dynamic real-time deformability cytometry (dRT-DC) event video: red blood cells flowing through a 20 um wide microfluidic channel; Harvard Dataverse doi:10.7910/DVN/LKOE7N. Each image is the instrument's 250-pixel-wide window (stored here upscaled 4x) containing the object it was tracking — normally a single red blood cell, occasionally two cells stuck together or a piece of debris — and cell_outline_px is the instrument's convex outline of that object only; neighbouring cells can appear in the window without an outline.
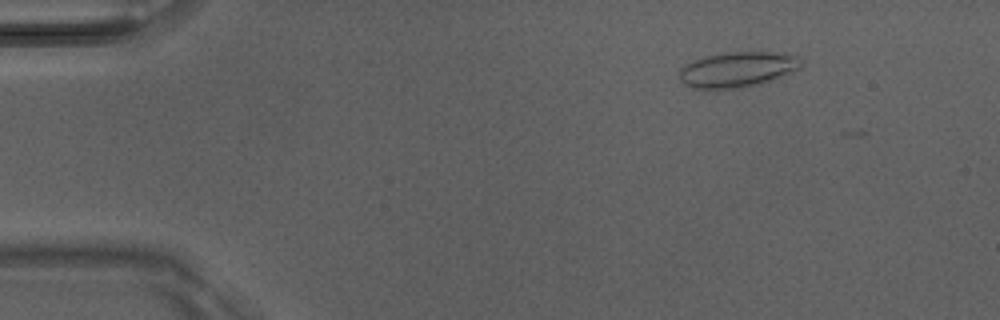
{"species": "Egyptian fruit bat (a non-hibernating species)", "species_latin": "Rousettus aegyptiacus", "temperature_condition": "room temperature", "stored_images_in_passage": 5, "camera_frame_rate_fps": 3000, "um_per_image_px": 0.085, "animal": {"sex": "male"}, "frame": {"image": 1, "passage_image": 2, "time_ms": 0.333, "image_size_px": [1000, 320], "cell_outline_px": [[804, 64], [800, 68], [784, 76], [760, 84], [736, 88], [696, 88], [684, 84], [680, 80], [680, 68], [696, 60], [708, 56], [728, 52], [772, 52], [796, 56], [804, 60]], "centroid_in_image_um": [62.76, 5.91], "position_along_channel_um": 22.2, "area_um2": 24.8}}